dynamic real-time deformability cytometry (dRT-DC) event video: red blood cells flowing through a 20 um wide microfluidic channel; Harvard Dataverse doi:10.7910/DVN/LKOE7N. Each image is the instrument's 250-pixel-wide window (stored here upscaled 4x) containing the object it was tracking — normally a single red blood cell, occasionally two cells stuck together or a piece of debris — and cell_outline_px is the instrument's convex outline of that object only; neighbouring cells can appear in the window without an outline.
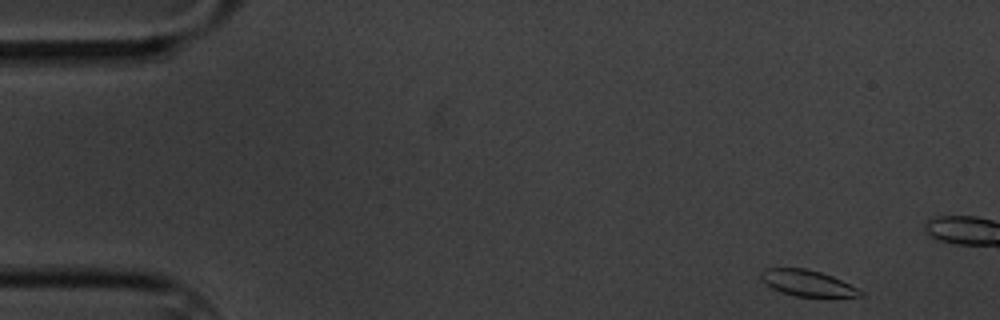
{"species": "common noctule bat (a hibernating species)", "species_latin": "Nyctalus noctula", "temperature_condition": "cold", "stored_images_in_passage": 5, "camera_frame_rate_fps": 3000, "um_per_image_px": 0.085, "animal": {"sex": "male", "body_mass_g": 20.1, "forearm_length_mm": 53.5}, "frame": {"image": 1, "passage_image": 1, "time_ms": 0.0, "image_size_px": [1000, 320], "cell_outline_px": [[864, 296], [796, 296], [772, 288], [760, 276], [760, 272], [764, 268], [804, 268], [820, 272], [832, 276], [864, 292]], "centroid_in_image_um": [68.62, 24.05], "position_along_channel_um": 16.4, "area_um2": 14.62}}